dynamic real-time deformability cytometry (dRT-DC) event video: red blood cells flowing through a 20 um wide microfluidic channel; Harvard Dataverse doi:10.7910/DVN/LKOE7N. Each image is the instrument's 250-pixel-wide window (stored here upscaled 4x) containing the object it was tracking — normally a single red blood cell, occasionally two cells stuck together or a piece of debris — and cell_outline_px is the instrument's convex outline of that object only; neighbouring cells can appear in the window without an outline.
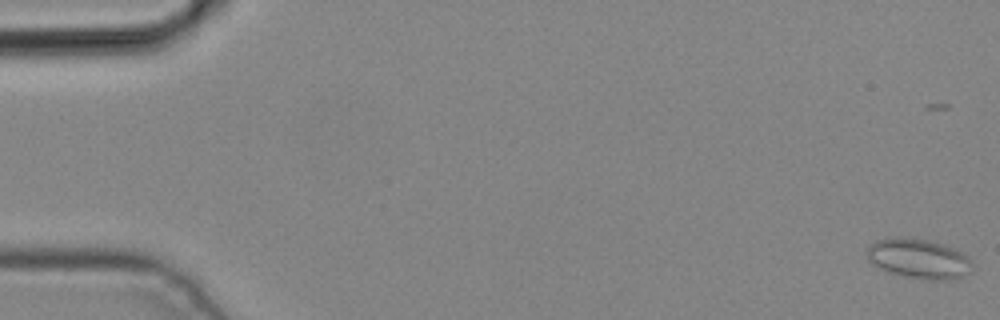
{"species": "common noctule bat (a hibernating species)", "species_latin": "Nyctalus noctula", "temperature_condition": "cold", "stored_images_in_passage": 4, "camera_frame_rate_fps": 3000, "um_per_image_px": 0.085, "animal": {"sex": "male", "body_mass_g": 19.2, "forearm_length_mm": 51.8}, "frame": {"image": 1, "passage_image": 1, "time_ms": 0.0, "image_size_px": [1000, 320], "cell_outline_px": [[972, 272], [956, 280], [932, 280], [908, 276], [888, 272], [872, 264], [868, 260], [868, 244], [876, 240], [928, 240], [944, 244], [956, 248], [972, 260]], "centroid_in_image_um": [78.18, 22.04], "position_along_channel_um": 6.8, "area_um2": 23.99}}